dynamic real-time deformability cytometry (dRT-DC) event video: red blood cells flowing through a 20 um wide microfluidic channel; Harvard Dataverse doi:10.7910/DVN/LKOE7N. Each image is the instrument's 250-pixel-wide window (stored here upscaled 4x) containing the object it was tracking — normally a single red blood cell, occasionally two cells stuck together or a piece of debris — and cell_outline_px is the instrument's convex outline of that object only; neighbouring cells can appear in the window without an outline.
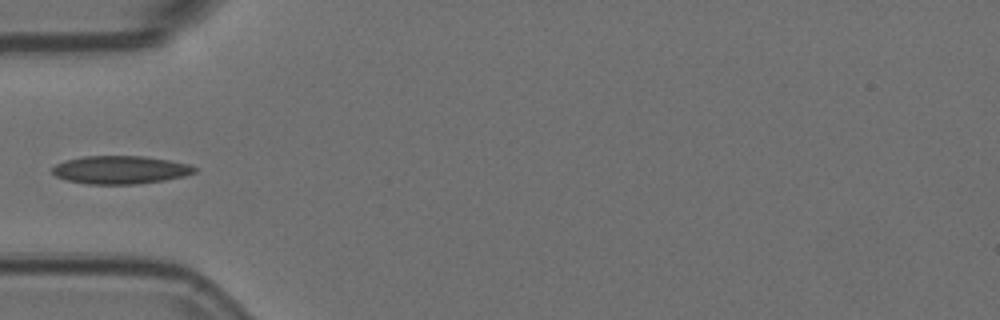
{"species": "Egyptian fruit bat (a non-hibernating species)", "species_latin": "Rousettus aegyptiacus", "temperature_condition": "room temperature", "stored_images_in_passage": 3, "camera_frame_rate_fps": 3000, "um_per_image_px": 0.085, "animal": {"sex": "female"}, "frame": {"image": 1, "passage_image": 3, "time_ms": 0.667, "image_size_px": [1000, 320], "cell_outline_px": [[200, 168], [196, 172], [184, 176], [164, 180], [136, 184], [88, 184], [68, 180], [56, 176], [52, 172], [52, 168], [56, 164], [64, 160], [84, 156], [144, 156], [168, 160], [188, 164]], "centroid_in_image_um": [10.25, 14.43], "position_along_channel_um": 74.8, "area_um2": 23.29}}